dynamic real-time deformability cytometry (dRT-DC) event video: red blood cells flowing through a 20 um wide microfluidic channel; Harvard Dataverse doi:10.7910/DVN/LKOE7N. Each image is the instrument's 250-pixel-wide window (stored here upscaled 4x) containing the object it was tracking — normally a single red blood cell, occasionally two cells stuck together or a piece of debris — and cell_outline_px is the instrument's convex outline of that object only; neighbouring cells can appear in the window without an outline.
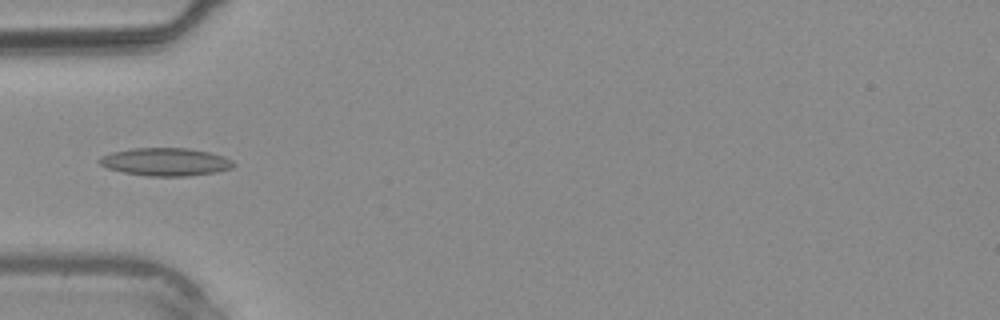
{"species": "common noctule bat (a hibernating species)", "species_latin": "Nyctalus noctula", "temperature_condition": "warm", "stored_images_in_passage": 3, "camera_frame_rate_fps": 3000, "um_per_image_px": 0.085, "animal": {"sex": "male", "body_mass_g": 20.4}, "frame": {"image": 1, "passage_image": 3, "time_ms": 2.333, "image_size_px": [1000, 320], "cell_outline_px": [[236, 164], [232, 168], [216, 172], [188, 176], [148, 176], [124, 172], [108, 168], [100, 164], [96, 160], [100, 156], [112, 152], [132, 148], [188, 148], [212, 152], [224, 156], [232, 160]], "centroid_in_image_um": [14.09, 13.75], "position_along_channel_um": 70.9, "area_um2": 21.96}}